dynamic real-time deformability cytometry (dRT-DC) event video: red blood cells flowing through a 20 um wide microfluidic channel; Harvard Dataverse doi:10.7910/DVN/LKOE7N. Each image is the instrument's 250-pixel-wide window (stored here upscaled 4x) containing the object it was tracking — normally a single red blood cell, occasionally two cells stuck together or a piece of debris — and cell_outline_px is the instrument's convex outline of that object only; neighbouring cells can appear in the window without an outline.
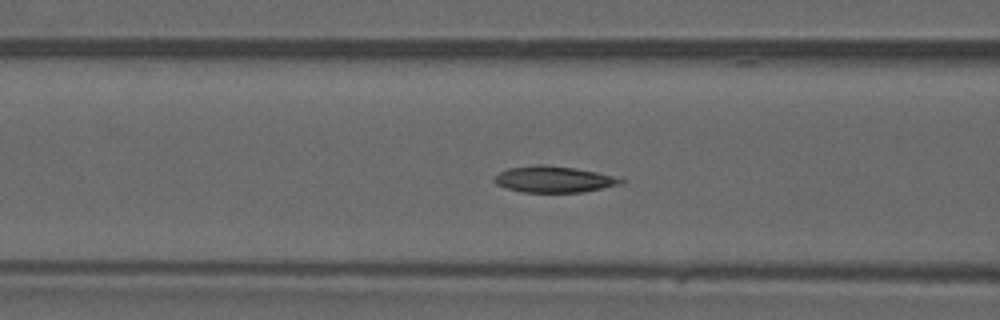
{"species": "common noctule bat (a hibernating species)", "species_latin": "Nyctalus noctula", "temperature_condition": "warm", "stored_images_in_passage": 40, "camera_frame_rate_fps": 3000, "um_per_image_px": 0.085, "animal": {"sex": "male", "forearm_length_mm": 52.5}, "frame": {"image": 1, "passage_image": 12, "time_ms": 3.667, "image_size_px": [1000, 320], "cell_outline_px": [[628, 180], [624, 184], [584, 192], [520, 192], [496, 184], [492, 180], [500, 172], [508, 168], [536, 164], [544, 164], [576, 168], [596, 172]], "centroid_in_image_um": [47.11, 15.24], "position_along_channel_um": 119.5, "area_um2": 19.54}}